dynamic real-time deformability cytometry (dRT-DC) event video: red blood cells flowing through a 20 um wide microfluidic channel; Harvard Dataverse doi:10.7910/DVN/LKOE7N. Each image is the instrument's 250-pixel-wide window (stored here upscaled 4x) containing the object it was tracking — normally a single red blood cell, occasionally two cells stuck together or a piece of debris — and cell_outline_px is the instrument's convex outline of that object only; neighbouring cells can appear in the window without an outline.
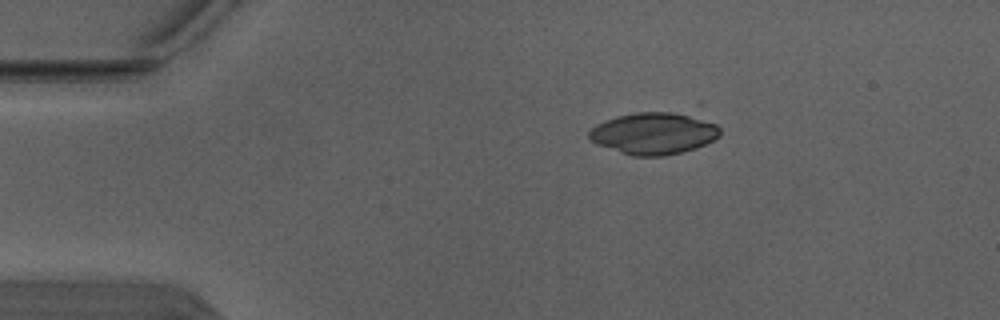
{"species": "Egyptian fruit bat (a non-hibernating species)", "species_latin": "Rousettus aegyptiacus", "temperature_condition": "warm", "stored_images_in_passage": 2, "camera_frame_rate_fps": 3000, "um_per_image_px": 0.085, "animal": {"sex": "male"}, "frame": {"image": 1, "passage_image": 1, "time_ms": 0.0, "image_size_px": [1000, 320], "cell_outline_px": [[720, 136], [696, 148], [664, 156], [632, 156], [596, 144], [588, 136], [588, 132], [596, 124], [604, 120], [616, 116], [636, 112], [692, 112], [716, 124], [720, 128]], "centroid_in_image_um": [55.6, 11.31], "position_along_channel_um": 29.4, "area_um2": 32.37}}